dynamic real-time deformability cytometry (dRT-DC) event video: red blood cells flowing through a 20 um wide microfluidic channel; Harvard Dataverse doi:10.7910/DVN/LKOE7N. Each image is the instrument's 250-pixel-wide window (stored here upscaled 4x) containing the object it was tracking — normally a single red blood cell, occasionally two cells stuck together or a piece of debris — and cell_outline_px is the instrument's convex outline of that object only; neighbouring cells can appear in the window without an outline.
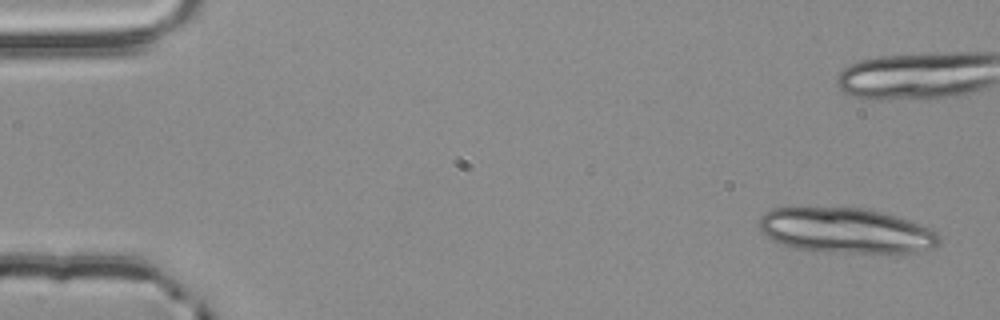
{"species": "common noctule bat (a hibernating species)", "species_latin": "Nyctalus noctula", "temperature_condition": "room temperature", "stored_images_in_passage": 5, "segment_of_instrument_passage": [1, 2], "camera_frame_rate_fps": 3000, "um_per_image_px": 0.085, "animal": {"sex": "male", "body_mass_g": 20.4}, "frame": {"image": 1, "passage_image": 1, "time_ms": 0.0, "image_size_px": [1000, 320], "cell_outline_px": [[940, 244], [936, 248], [920, 252], [828, 252], [796, 248], [772, 240], [760, 232], [760, 216], [764, 212], [772, 208], [860, 208], [880, 212], [896, 216], [908, 220], [928, 228], [936, 232], [940, 236]], "centroid_in_image_um": [71.91, 19.61], "position_along_channel_um": 13.1, "area_um2": 47.11}}